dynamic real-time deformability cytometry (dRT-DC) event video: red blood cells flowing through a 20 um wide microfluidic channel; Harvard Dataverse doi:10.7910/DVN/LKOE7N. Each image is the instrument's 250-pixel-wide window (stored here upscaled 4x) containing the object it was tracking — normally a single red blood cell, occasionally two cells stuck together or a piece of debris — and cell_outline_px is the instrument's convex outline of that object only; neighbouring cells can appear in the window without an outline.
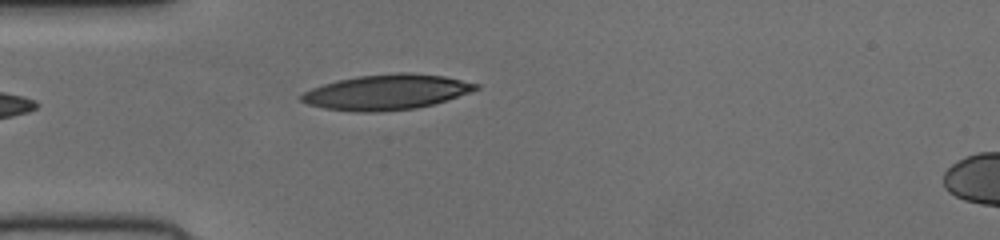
{"species": "human", "species_latin": "Homo sapiens", "temperature_condition": "cold", "stored_images_in_passage": 34, "camera_frame_rate_fps": 3000, "um_per_image_px": 0.085, "donor": {"sex": "female"}, "frame": {"image": 1, "passage_image": 1, "time_ms": 0.0, "image_size_px": [1000, 240], "cell_outline_px": [[480, 88], [432, 104], [416, 108], [380, 112], [352, 112], [324, 108], [308, 104], [300, 100], [300, 96], [304, 92], [312, 88], [336, 80], [356, 76], [396, 72], [412, 72], [444, 76], [480, 84]], "centroid_in_image_um": [32.82, 7.82], "position_along_channel_um": 52.2, "area_um2": 35.84}}
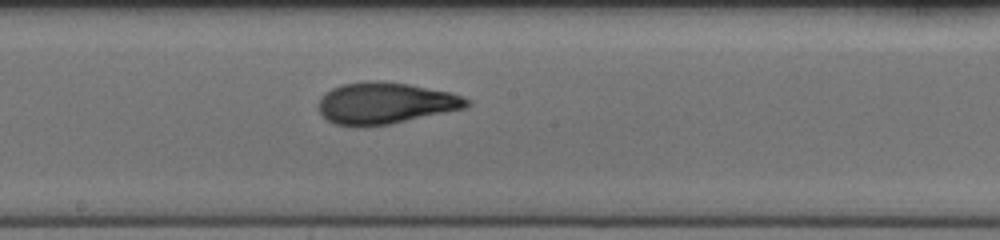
{"frame": {"image": 2, "passage_image": 14, "time_ms": 4.333, "image_size_px": [1000, 240], "cell_outline_px": [[472, 104], [464, 108], [392, 124], [356, 128], [352, 128], [336, 124], [328, 120], [320, 112], [316, 104], [320, 96], [324, 92], [340, 84], [368, 80], [380, 80], [408, 84], [448, 92], [472, 100]], "centroid_in_image_um": [32.68, 8.78], "position_along_channel_um": 215.5, "area_um2": 36.41}}
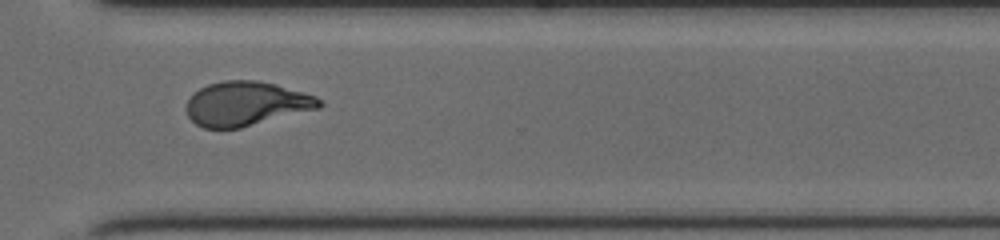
{"frame": {"image": 3, "passage_image": 24, "time_ms": 7.667, "image_size_px": [1000, 240], "cell_outline_px": [[324, 104], [320, 108], [240, 128], [204, 128], [196, 124], [188, 116], [184, 108], [188, 100], [200, 88], [208, 84], [224, 80], [256, 80], [276, 84], [304, 92], [316, 96]], "centroid_in_image_um": [20.93, 8.81], "position_along_channel_um": 349.7, "area_um2": 34.33}}